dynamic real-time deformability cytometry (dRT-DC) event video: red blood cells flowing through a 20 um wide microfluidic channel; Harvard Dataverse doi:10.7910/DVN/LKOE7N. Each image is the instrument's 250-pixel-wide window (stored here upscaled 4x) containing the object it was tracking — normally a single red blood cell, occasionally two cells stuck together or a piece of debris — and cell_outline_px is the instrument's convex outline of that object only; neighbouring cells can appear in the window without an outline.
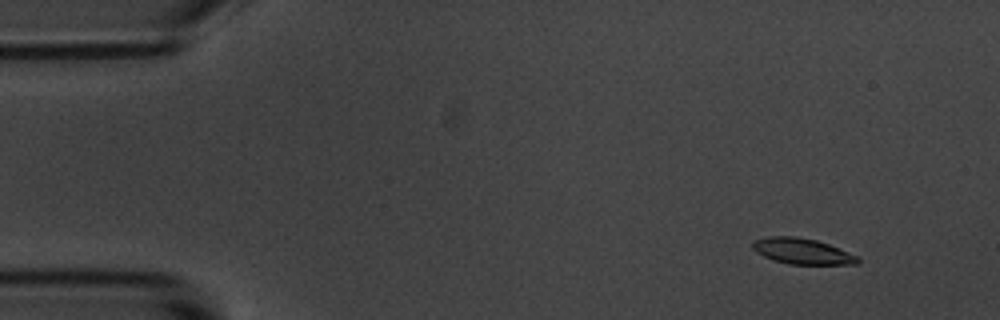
{"species": "common noctule bat (a hibernating species)", "species_latin": "Nyctalus noctula", "temperature_condition": "room temperature", "stored_images_in_passage": 4, "camera_frame_rate_fps": 3000, "um_per_image_px": 0.085, "animal": {"sex": "male", "body_mass_g": 20.1, "forearm_length_mm": 53.5}, "frame": {"image": 1, "passage_image": 1, "time_ms": 0.0, "image_size_px": [1000, 320], "cell_outline_px": [[860, 260], [856, 264], [788, 264], [772, 260], [756, 252], [752, 248], [752, 240], [768, 236], [796, 236], [816, 240], [828, 244], [860, 256]], "centroid_in_image_um": [68.17, 21.35], "position_along_channel_um": 16.8, "area_um2": 15.95}}
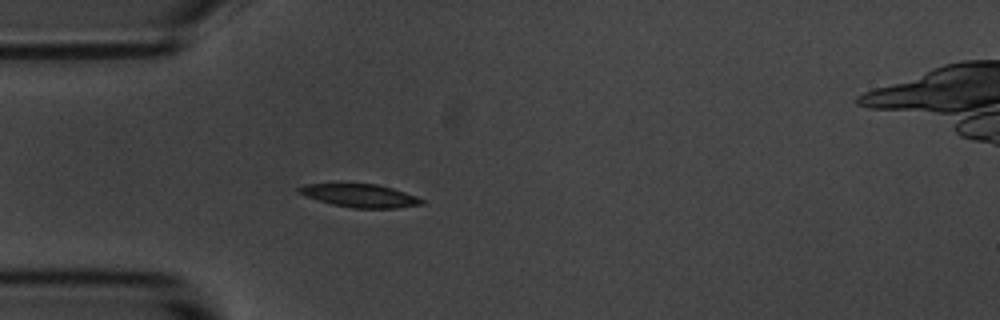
{"frame": {"image": 2, "passage_image": 4, "time_ms": 3.667, "image_size_px": [1000, 320], "cell_outline_px": [[424, 204], [396, 208], [352, 208], [332, 204], [316, 200], [296, 192], [296, 188], [308, 184], [376, 184], [392, 188], [416, 196], [424, 200]], "centroid_in_image_um": [30.58, 16.64], "position_along_channel_um": 54.4, "area_um2": 16.47}}